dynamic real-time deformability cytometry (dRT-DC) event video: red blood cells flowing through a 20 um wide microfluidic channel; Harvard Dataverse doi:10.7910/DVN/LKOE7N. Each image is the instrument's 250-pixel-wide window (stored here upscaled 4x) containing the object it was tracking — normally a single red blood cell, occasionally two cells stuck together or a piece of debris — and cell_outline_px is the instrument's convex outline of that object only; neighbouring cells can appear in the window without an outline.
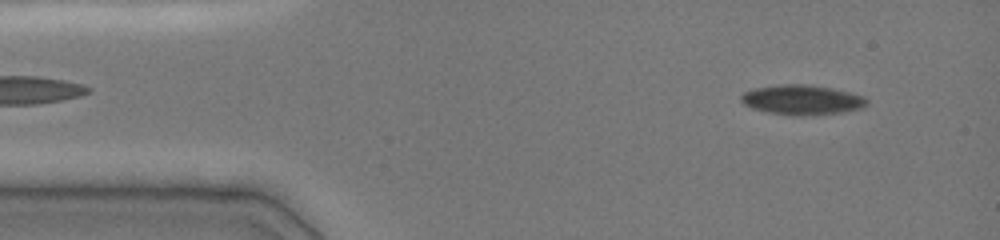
{"species": "common noctule bat (a hibernating species)", "species_latin": "Nyctalus noctula", "temperature_condition": "cold", "stored_images_in_passage": 63, "camera_frame_rate_fps": 3000, "um_per_image_px": 0.085, "animal": {"sex": "female", "body_mass_g": 19.0, "forearm_length_mm": 51.5}, "frame": {"image": 1, "passage_image": 7, "time_ms": 1.333, "image_size_px": [1000, 240], "cell_outline_px": [[868, 100], [860, 108], [840, 112], [800, 116], [792, 116], [768, 112], [744, 104], [740, 100], [740, 96], [744, 92], [756, 88], [784, 84], [800, 84], [832, 88], [864, 96]], "centroid_in_image_um": [68.14, 8.49], "position_along_channel_um": 16.9, "area_um2": 21.39}}
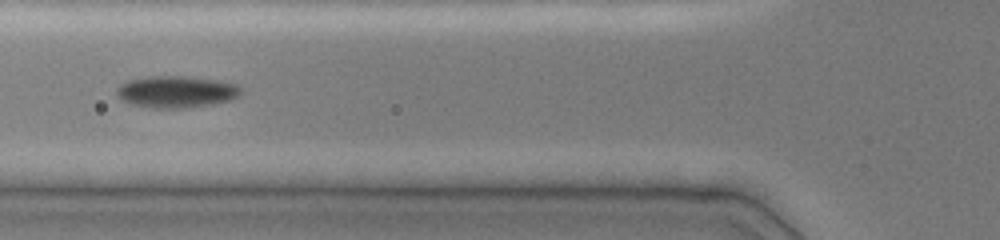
{"frame": {"image": 2, "passage_image": 30, "time_ms": 5.667, "image_size_px": [1000, 240], "cell_outline_px": [[240, 92], [236, 96], [228, 100], [212, 104], [188, 108], [152, 108], [132, 104], [124, 100], [116, 92], [116, 88], [120, 84], [128, 80], [148, 76], [184, 76], [216, 80], [236, 84], [240, 88]], "centroid_in_image_um": [14.95, 7.8], "position_along_channel_um": 110.9, "area_um2": 22.77}}
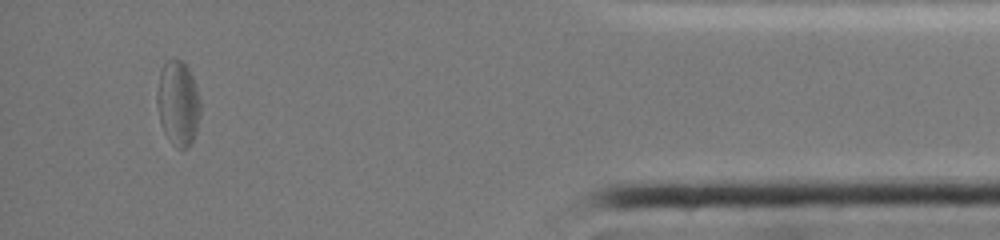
{"frame": {"image": 3, "passage_image": 57, "time_ms": 14.667, "image_size_px": [1000, 240], "cell_outline_px": [[200, 116], [196, 132], [188, 148], [180, 148], [164, 132], [160, 124], [156, 104], [156, 96], [160, 72], [164, 64], [168, 60], [180, 60], [188, 68], [192, 76], [200, 100]], "centroid_in_image_um": [15.12, 8.77], "position_along_channel_um": 420.1, "area_um2": 21.15}, "authors_computed_cell_mechanics": {"area_um2": 21.386, "velocity_mm_per_s": 3.9239, "shape_relaxation_time_tau1_ms": null, "shape_relaxation_time_tau2_ms": 4.0551, "deformation_change_tau1": null, "deformation_change_tau2": 0.0799}}